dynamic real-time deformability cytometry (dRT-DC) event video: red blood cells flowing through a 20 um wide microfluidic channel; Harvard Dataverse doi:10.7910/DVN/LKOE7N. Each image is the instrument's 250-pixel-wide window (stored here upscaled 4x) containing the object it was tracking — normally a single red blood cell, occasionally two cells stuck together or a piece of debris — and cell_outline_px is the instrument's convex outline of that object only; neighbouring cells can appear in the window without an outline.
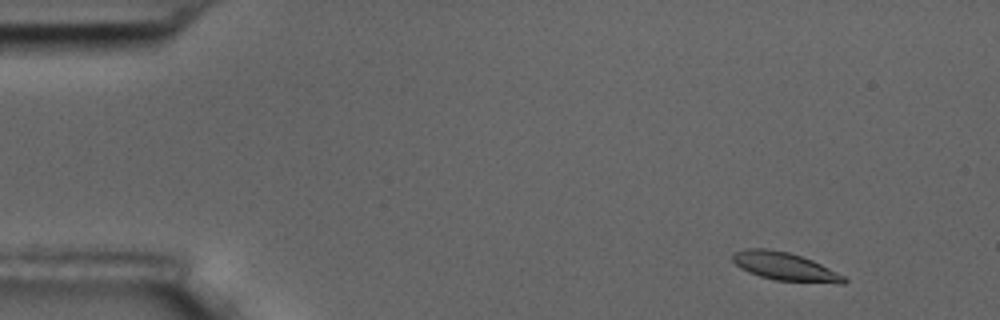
{"species": "common noctule bat (a hibernating species)", "species_latin": "Nyctalus noctula", "temperature_condition": "room temperature", "stored_images_in_passage": 14, "camera_frame_rate_fps": 3000, "um_per_image_px": 0.085, "animal": {"sex": "male", "body_mass_g": 17.5, "forearm_length_mm": 52.3}, "frame": {"image": 1, "passage_image": 1, "time_ms": 0.0, "image_size_px": [1000, 320], "cell_outline_px": [[848, 280], [844, 284], [840, 284], [776, 280], [760, 276], [748, 272], [740, 268], [732, 260], [732, 252], [744, 248], [768, 248], [788, 252], [812, 260], [844, 276]], "centroid_in_image_um": [66.68, 22.65], "position_along_channel_um": 18.3, "area_um2": 18.32}}
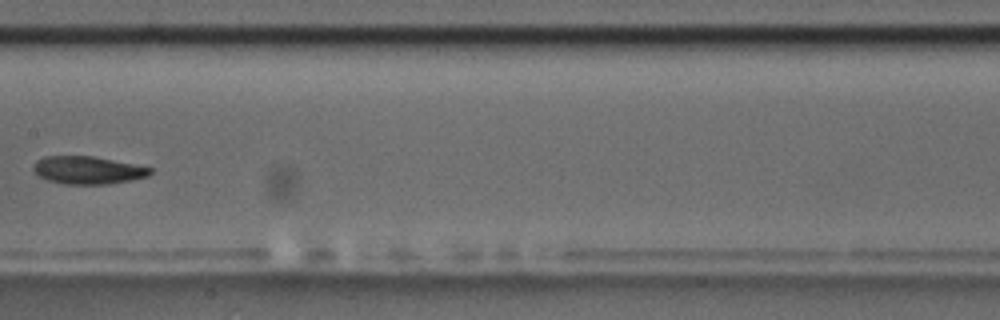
{"frame": {"image": 2, "passage_image": 7, "time_ms": 8.0, "image_size_px": [1000, 320], "cell_outline_px": [[152, 172], [148, 176], [132, 180], [108, 184], [60, 184], [48, 180], [40, 176], [32, 168], [32, 164], [36, 160], [44, 156], [92, 156], [152, 168]], "centroid_in_image_um": [7.43, 14.47], "position_along_channel_um": 200.0, "area_um2": 18.84}}
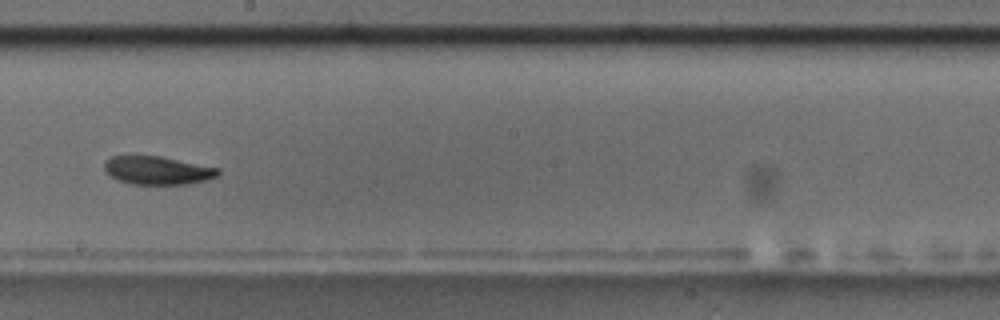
{"frame": {"image": 3, "passage_image": 8, "time_ms": 9.0, "image_size_px": [1000, 320], "cell_outline_px": [[220, 176], [208, 180], [188, 184], [132, 184], [120, 180], [104, 172], [104, 160], [112, 156], [160, 156], [220, 168]], "centroid_in_image_um": [13.42, 14.48], "position_along_channel_um": 234.8, "area_um2": 18.84}, "authors_computed_cell_mechanics": {"area_um2": 19.0162, "velocity_mm_per_s": 3.5097, "shape_relaxation_time_tau1_ms": 3.1372, "shape_relaxation_time_tau2_ms": null, "deformation_change_tau1": 0.0808, "deformation_change_tau2": null}}